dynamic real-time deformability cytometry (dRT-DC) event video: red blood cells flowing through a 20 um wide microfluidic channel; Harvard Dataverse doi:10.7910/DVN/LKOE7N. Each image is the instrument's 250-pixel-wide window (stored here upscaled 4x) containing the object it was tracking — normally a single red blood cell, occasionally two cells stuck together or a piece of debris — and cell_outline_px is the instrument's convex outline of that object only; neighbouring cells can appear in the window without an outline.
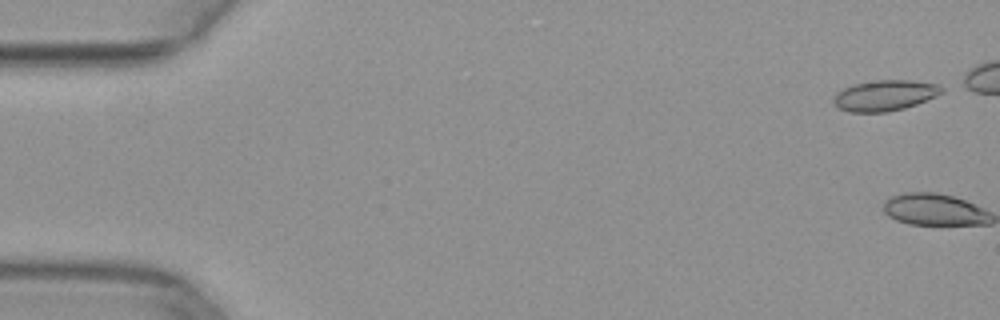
{"species": "common noctule bat (a hibernating species)", "species_latin": "Nyctalus noctula", "temperature_condition": "warm", "stored_images_in_passage": 3, "camera_frame_rate_fps": 3000, "um_per_image_px": 0.085, "animal": {"sex": "female", "body_mass_g": 29.2, "forearm_length_mm": 56.3}, "frame": {"image": 1, "passage_image": 2, "time_ms": 0.333, "image_size_px": [1000, 320], "cell_outline_px": [[944, 92], [936, 96], [916, 104], [904, 108], [888, 112], [848, 112], [840, 108], [832, 100], [832, 96], [836, 92], [844, 88], [856, 84], [876, 80], [912, 80], [940, 84], [944, 88]], "centroid_in_image_um": [75.23, 8.11], "position_along_channel_um": 9.8, "area_um2": 19.42}}